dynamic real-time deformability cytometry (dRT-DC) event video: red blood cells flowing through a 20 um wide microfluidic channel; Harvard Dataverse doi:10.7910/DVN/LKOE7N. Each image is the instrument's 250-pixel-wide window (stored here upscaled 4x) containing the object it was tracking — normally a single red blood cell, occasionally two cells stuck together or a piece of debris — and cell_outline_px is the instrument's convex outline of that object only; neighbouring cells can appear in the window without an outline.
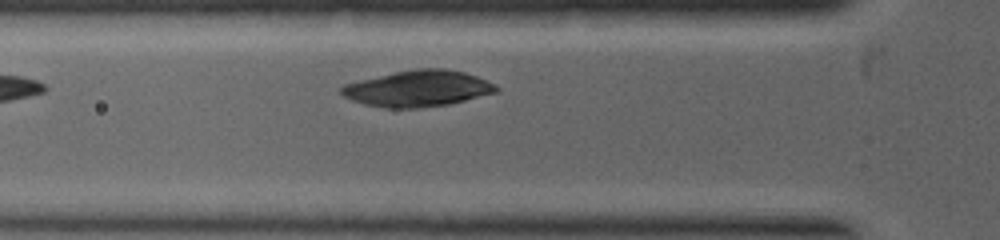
{"species": "common noctule bat (a hibernating species)", "species_latin": "Nyctalus noctula", "temperature_condition": "warm", "stored_images_in_passage": 3, "camera_frame_rate_fps": 5000, "um_per_image_px": 0.085, "animal": {"sex": "female", "body_mass_g": 19.0, "forearm_length_mm": 53.3}, "frame": {"image": 1, "passage_image": 3, "time_ms": 0.8, "image_size_px": [1000, 240], "cell_outline_px": [[500, 92], [448, 104], [420, 108], [384, 108], [364, 104], [352, 100], [344, 96], [340, 92], [340, 88], [344, 84], [360, 80], [396, 72], [416, 68], [444, 68], [464, 72], [476, 76], [496, 84], [500, 88]], "centroid_in_image_um": [35.56, 7.53], "position_along_channel_um": 90.2, "area_um2": 32.71}}